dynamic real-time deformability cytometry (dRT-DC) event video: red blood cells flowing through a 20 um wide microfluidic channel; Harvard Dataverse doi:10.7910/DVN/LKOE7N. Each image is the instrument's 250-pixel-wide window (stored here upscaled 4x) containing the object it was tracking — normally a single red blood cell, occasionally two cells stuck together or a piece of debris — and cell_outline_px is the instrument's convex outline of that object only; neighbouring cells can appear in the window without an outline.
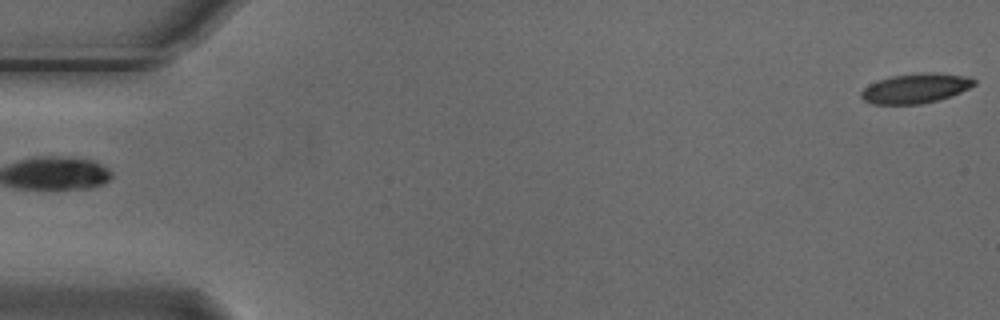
{"species": "Egyptian fruit bat (a non-hibernating species)", "species_latin": "Rousettus aegyptiacus", "temperature_condition": "cold", "stored_images_in_passage": 4, "segment_of_instrument_passage": [2, 2], "camera_frame_rate_fps": 3000, "um_per_image_px": 0.085, "animal": {"sex": "male"}, "frame": {"image": 1, "passage_image": 4, "time_ms": 1.0, "image_size_px": [1000, 320], "cell_outline_px": [[976, 84], [960, 92], [940, 100], [920, 104], [872, 104], [864, 100], [860, 96], [860, 92], [868, 84], [892, 76], [920, 72], [936, 72], [968, 76], [976, 80]], "centroid_in_image_um": [77.83, 7.5], "position_along_channel_um": 7.2, "area_um2": 19.71}}